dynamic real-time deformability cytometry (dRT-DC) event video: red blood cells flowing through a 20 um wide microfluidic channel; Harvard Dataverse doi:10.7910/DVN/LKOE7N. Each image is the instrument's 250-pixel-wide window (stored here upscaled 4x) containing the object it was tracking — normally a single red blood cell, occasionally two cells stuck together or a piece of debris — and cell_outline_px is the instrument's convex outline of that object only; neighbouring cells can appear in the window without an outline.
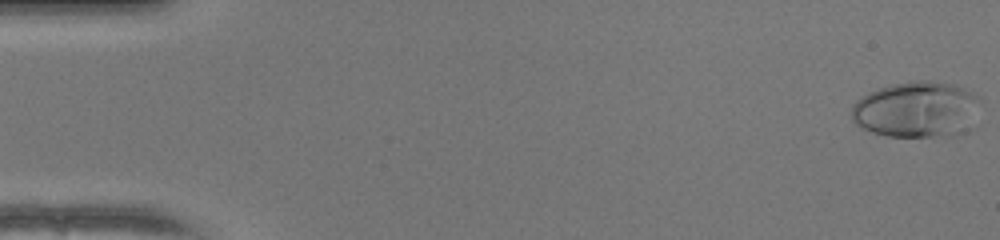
{"species": "human", "species_latin": "Homo sapiens", "temperature_condition": "warm", "stored_images_in_passage": 51, "camera_frame_rate_fps": 3000, "um_per_image_px": 0.085, "donor": {"sex": "female"}, "frame": {"image": 1, "passage_image": 1, "time_ms": 0.0, "image_size_px": [1000, 240], "cell_outline_px": [[980, 100], [968, 132], [956, 136], [888, 136], [872, 132], [860, 128], [852, 120], [852, 104], [856, 100], [880, 88], [892, 84], [912, 80], [928, 80], [956, 84], [980, 96]], "centroid_in_image_um": [77.94, 9.31], "position_along_channel_um": 7.1, "area_um2": 42.43}}
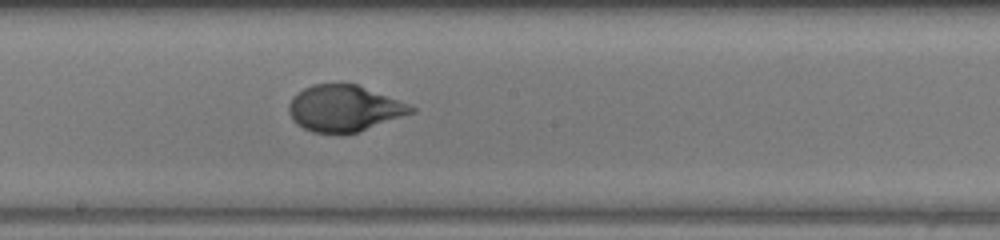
{"frame": {"image": 2, "passage_image": 28, "time_ms": 9.0, "image_size_px": [1000, 240], "cell_outline_px": [[416, 112], [356, 132], [340, 136], [312, 132], [296, 124], [292, 120], [288, 112], [288, 104], [292, 96], [296, 92], [312, 84], [356, 84], [408, 104], [416, 108]], "centroid_in_image_um": [29.19, 9.24], "position_along_channel_um": 219.0, "area_um2": 33.23}}
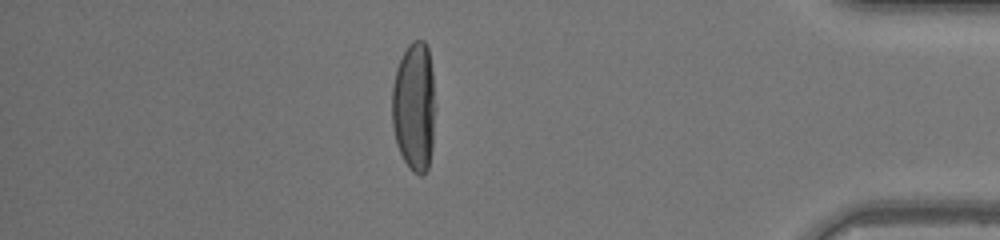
{"frame": {"image": 3, "passage_image": 44, "time_ms": 14.333, "image_size_px": [1000, 240], "cell_outline_px": [[436, 108], [432, 148], [428, 168], [424, 176], [420, 176], [412, 172], [408, 168], [396, 144], [392, 124], [392, 84], [396, 68], [408, 44], [412, 40], [424, 40], [428, 48], [432, 72]], "centroid_in_image_um": [35.21, 9.1], "position_along_channel_um": 400.0, "area_um2": 33.35}, "authors_computed_cell_mechanics": {"area_um2": 34.1598, "velocity_mm_per_s": 4.1425, "shape_relaxation_time_tau1_ms": 4.6678, "shape_relaxation_time_tau2_ms": null, "deformation_change_tau1": 0.2721, "deformation_change_tau2": null}}